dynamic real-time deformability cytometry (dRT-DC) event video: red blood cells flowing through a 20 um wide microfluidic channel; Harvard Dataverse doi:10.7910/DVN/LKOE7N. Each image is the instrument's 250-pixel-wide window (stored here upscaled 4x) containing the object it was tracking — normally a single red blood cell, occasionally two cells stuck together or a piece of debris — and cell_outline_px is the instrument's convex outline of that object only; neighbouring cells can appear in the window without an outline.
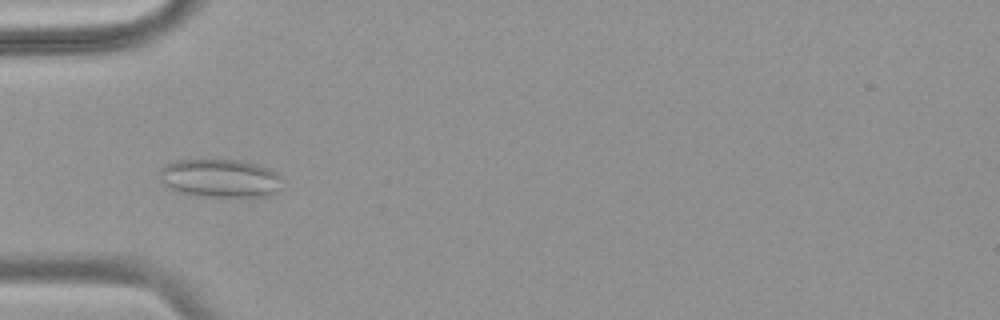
{"species": "common noctule bat (a hibernating species)", "species_latin": "Nyctalus noctula", "temperature_condition": "warm", "stored_images_in_passage": 56, "camera_frame_rate_fps": 3000, "um_per_image_px": 0.085, "animal": {"sex": "female", "body_mass_g": 18.4}, "frame": {"image": 1, "passage_image": 19, "time_ms": 6.0, "image_size_px": [1000, 320], "cell_outline_px": [[280, 176], [276, 192], [268, 196], [196, 196], [176, 192], [168, 188], [160, 180], [160, 168], [164, 164], [176, 160], [240, 160], [260, 164], [276, 172]], "centroid_in_image_um": [18.64, 15.14], "position_along_channel_um": 66.4, "area_um2": 27.46}}
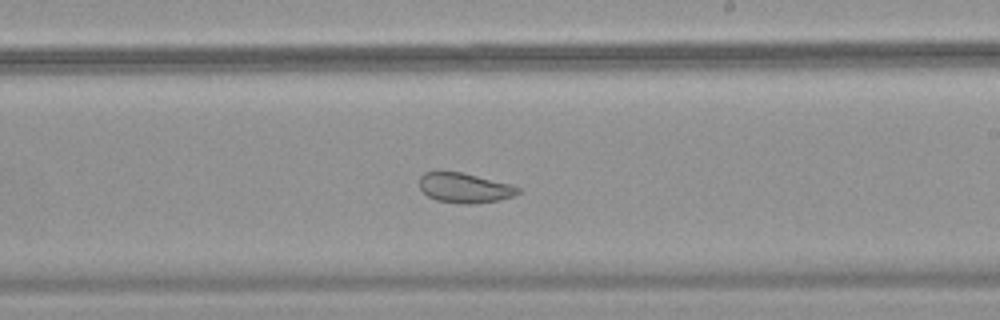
{"frame": {"image": 2, "passage_image": 34, "time_ms": 11.0, "image_size_px": [1000, 320], "cell_outline_px": [[520, 192], [512, 196], [500, 200], [476, 204], [468, 204], [436, 200], [428, 196], [420, 188], [420, 176], [424, 172], [460, 172], [512, 184], [520, 188]], "centroid_in_image_um": [39.51, 15.98], "position_along_channel_um": 249.5, "area_um2": 17.05}}
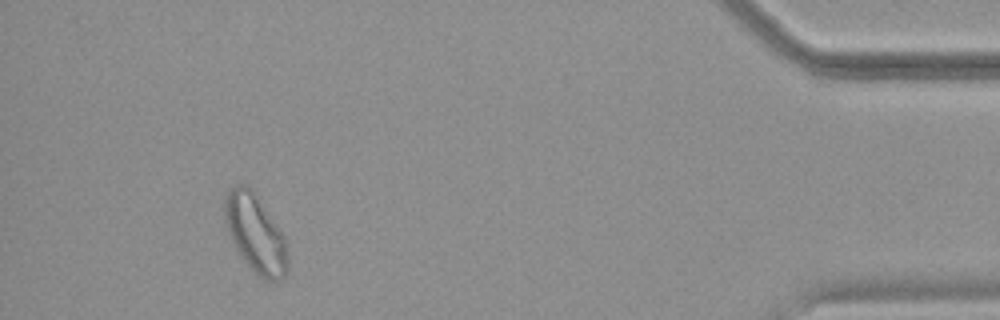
{"frame": {"image": 3, "passage_image": 52, "time_ms": 17.0, "image_size_px": [1000, 320], "cell_outline_px": [[288, 272], [280, 280], [264, 280], [244, 260], [236, 248], [228, 232], [224, 216], [224, 192], [236, 184], [248, 184], [252, 188], [284, 236], [288, 244]], "centroid_in_image_um": [21.71, 19.81], "position_along_channel_um": 413.5, "area_um2": 28.78}, "authors_computed_cell_mechanics": {"area_um2": 25.7499, "velocity_mm_per_s": 3.6999, "shape_relaxation_time_tau1_ms": null, "shape_relaxation_time_tau2_ms": 1.0879, "deformation_change_tau1": null, "deformation_change_tau2": 0.0677}}